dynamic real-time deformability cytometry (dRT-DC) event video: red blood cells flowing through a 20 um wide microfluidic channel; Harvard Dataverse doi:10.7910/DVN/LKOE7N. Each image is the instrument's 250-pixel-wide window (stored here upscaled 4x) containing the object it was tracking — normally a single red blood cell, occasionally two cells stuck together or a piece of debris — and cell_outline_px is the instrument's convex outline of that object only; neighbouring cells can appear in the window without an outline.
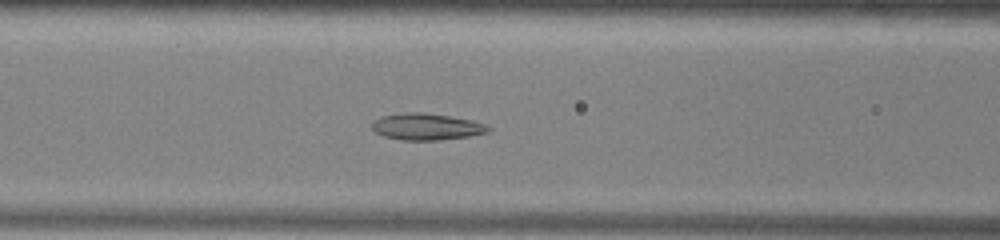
{"species": "common noctule bat (a hibernating species)", "species_latin": "Nyctalus noctula", "temperature_condition": "warm", "stored_images_in_passage": 45, "camera_frame_rate_fps": 3000, "um_per_image_px": 0.085, "animal": {"sex": "male", "body_mass_g": 13.0, "forearm_length_mm": 53.1}, "frame": {"image": 1, "passage_image": 16, "time_ms": 5.0, "image_size_px": [1000, 240], "cell_outline_px": [[492, 128], [488, 132], [468, 136], [440, 140], [404, 140], [384, 136], [376, 132], [372, 128], [372, 120], [380, 116], [404, 112], [420, 112], [448, 116], [472, 120], [484, 124]], "centroid_in_image_um": [36.22, 10.76], "position_along_channel_um": 130.4, "area_um2": 17.98}}
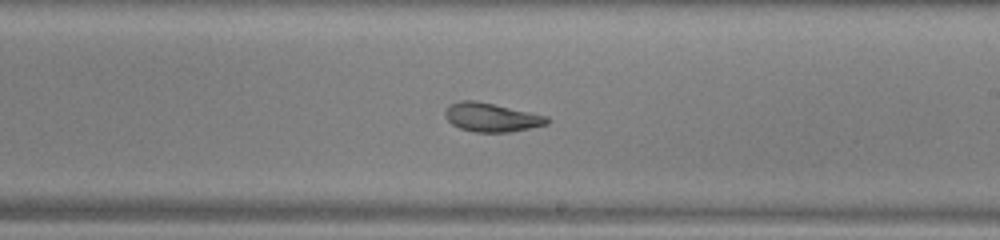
{"frame": {"image": 2, "passage_image": 25, "time_ms": 8.0, "image_size_px": [1000, 240], "cell_outline_px": [[552, 120], [548, 124], [508, 132], [476, 132], [460, 128], [452, 124], [444, 116], [444, 112], [448, 104], [460, 100], [476, 100], [548, 116]], "centroid_in_image_um": [41.76, 9.96], "position_along_channel_um": 247.2, "area_um2": 17.17}}
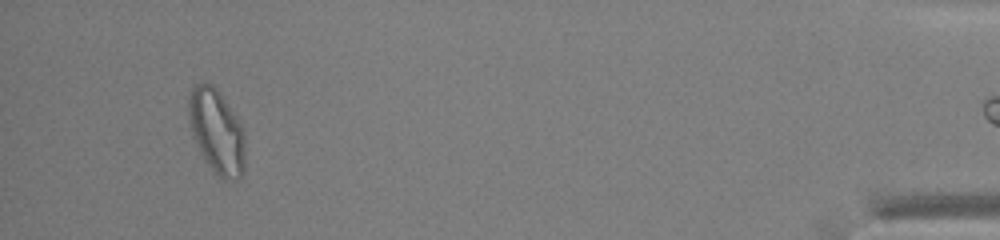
{"frame": {"image": 3, "passage_image": 44, "time_ms": 14.333, "image_size_px": [1000, 240], "cell_outline_px": [[244, 172], [236, 180], [220, 180], [212, 172], [204, 160], [200, 152], [192, 132], [188, 112], [188, 96], [192, 88], [200, 80], [212, 84], [220, 92], [244, 128]], "centroid_in_image_um": [18.42, 11.18], "position_along_channel_um": 416.8, "area_um2": 28.21}, "authors_computed_cell_mechanics": {"area_um2": 19.7098, "velocity_mm_per_s": 3.9073, "shape_relaxation_time_tau1_ms": 6.5524, "shape_relaxation_time_tau2_ms": 2.1469, "deformation_change_tau1": 0.1687, "deformation_change_tau2": 0.0823}}